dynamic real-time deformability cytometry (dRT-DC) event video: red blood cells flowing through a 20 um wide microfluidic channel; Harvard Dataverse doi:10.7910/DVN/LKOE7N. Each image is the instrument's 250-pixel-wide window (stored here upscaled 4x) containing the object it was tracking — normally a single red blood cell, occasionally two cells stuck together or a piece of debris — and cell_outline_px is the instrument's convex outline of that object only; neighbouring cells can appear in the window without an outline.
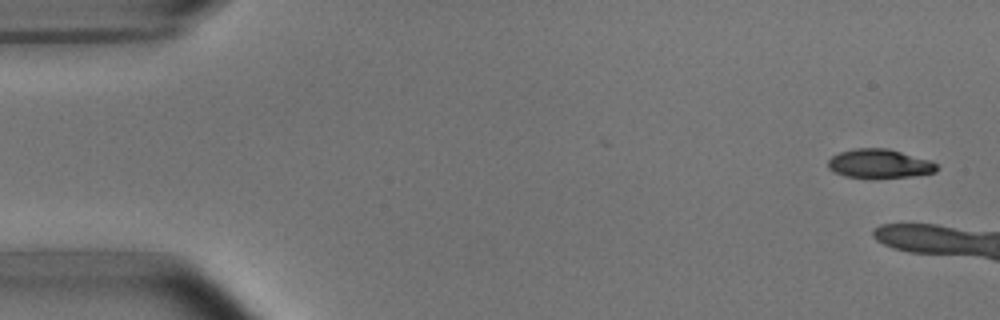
{"species": "common noctule bat (a hibernating species)", "species_latin": "Nyctalus noctula", "temperature_condition": "room temperature", "stored_images_in_passage": 5, "camera_frame_rate_fps": 3000, "um_per_image_px": 0.085, "animal": {"sex": "male", "body_mass_g": 15.6}, "frame": {"image": 1, "passage_image": 1, "time_ms": 0.0, "image_size_px": [1000, 320], "cell_outline_px": [[936, 172], [912, 176], [844, 176], [828, 168], [828, 160], [832, 156], [840, 152], [856, 148], [888, 148], [932, 160], [936, 164]], "centroid_in_image_um": [74.77, 13.87], "position_along_channel_um": 10.2, "area_um2": 17.86}}